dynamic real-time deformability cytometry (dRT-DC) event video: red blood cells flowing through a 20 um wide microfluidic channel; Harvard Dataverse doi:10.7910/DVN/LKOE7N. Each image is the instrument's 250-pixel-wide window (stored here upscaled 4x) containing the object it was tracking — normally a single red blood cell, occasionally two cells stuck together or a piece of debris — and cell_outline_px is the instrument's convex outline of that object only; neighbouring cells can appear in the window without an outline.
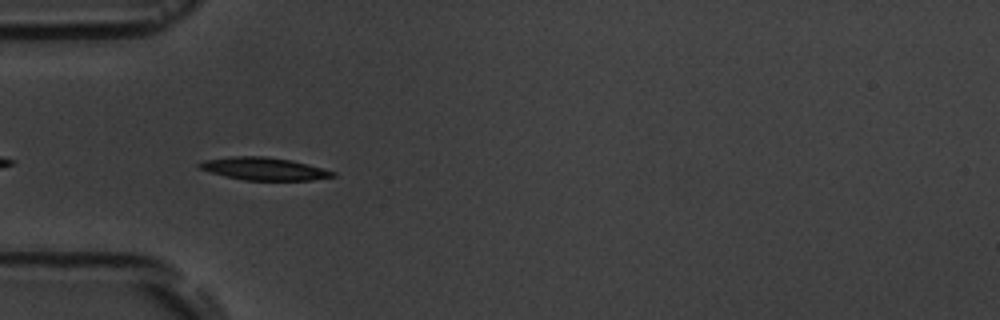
{"species": "common noctule bat (a hibernating species)", "species_latin": "Nyctalus noctula", "temperature_condition": "room temperature", "stored_images_in_passage": 7, "camera_frame_rate_fps": 3000, "um_per_image_px": 0.085, "animal": {"sex": "male", "body_mass_g": 19.5, "forearm_length_mm": 54.6}, "frame": {"image": 1, "passage_image": 5, "time_ms": 4.333, "image_size_px": [1000, 320], "cell_outline_px": [[336, 176], [312, 180], [244, 180], [224, 176], [200, 168], [196, 164], [204, 160], [232, 156], [268, 156], [292, 160], [308, 164], [336, 172]], "centroid_in_image_um": [22.46, 14.34], "position_along_channel_um": 62.5, "area_um2": 17.63}}
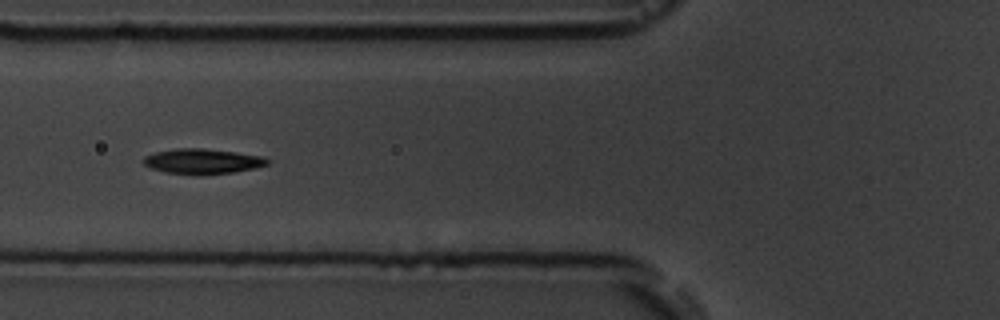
{"frame": {"image": 2, "passage_image": 6, "time_ms": 5.667, "image_size_px": [1000, 320], "cell_outline_px": [[268, 164], [256, 168], [232, 172], [200, 176], [196, 176], [164, 172], [152, 168], [144, 164], [140, 160], [144, 156], [156, 152], [176, 148], [204, 148], [236, 152], [264, 156], [268, 160]], "centroid_in_image_um": [17.19, 13.72], "position_along_channel_um": 108.6, "area_um2": 18.5}}
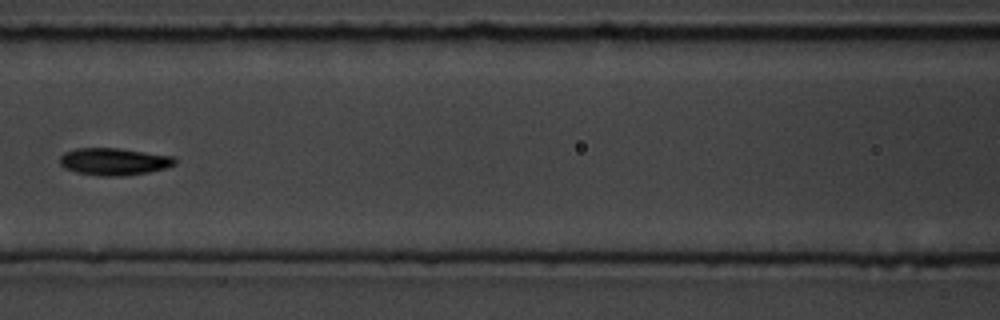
{"frame": {"image": 3, "passage_image": 7, "time_ms": 7.0, "image_size_px": [1000, 320], "cell_outline_px": [[176, 164], [164, 168], [148, 172], [124, 176], [100, 176], [76, 172], [64, 168], [60, 164], [60, 156], [64, 152], [76, 148], [120, 148], [172, 156], [176, 160]], "centroid_in_image_um": [9.66, 13.73], "position_along_channel_um": 156.9, "area_um2": 18.26}}